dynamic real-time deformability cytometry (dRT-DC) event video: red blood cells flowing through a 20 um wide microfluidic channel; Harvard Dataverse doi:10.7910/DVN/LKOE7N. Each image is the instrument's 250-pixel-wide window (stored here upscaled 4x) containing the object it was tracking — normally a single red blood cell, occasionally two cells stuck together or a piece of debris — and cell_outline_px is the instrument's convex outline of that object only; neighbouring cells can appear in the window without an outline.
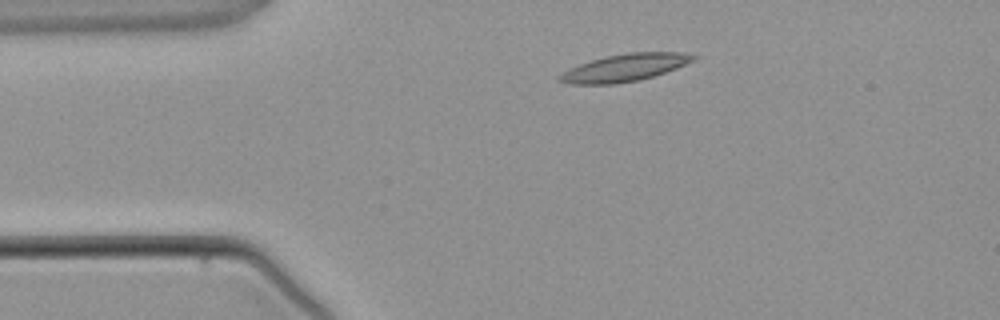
{"species": "common noctule bat (a hibernating species)", "species_latin": "Nyctalus noctula", "temperature_condition": "warm", "stored_images_in_passage": 2, "camera_frame_rate_fps": 3000, "um_per_image_px": 0.085, "animal": {"sex": "male", "body_mass_g": 21.5, "forearm_length_mm": 52.0}, "frame": {"image": 1, "passage_image": 2, "time_ms": 1.333, "image_size_px": [1000, 320], "cell_outline_px": [[700, 56], [696, 60], [676, 68], [640, 80], [616, 84], [568, 84], [556, 80], [556, 76], [580, 64], [604, 56], [628, 52], [680, 52]], "centroid_in_image_um": [53.11, 5.75], "position_along_channel_um": 31.9, "area_um2": 21.39}}